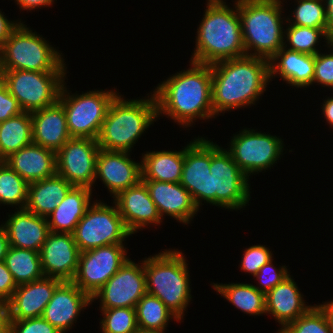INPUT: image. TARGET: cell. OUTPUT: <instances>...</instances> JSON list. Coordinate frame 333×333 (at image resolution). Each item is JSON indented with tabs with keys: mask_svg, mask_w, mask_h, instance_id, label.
Segmentation results:
<instances>
[{
	"mask_svg": "<svg viewBox=\"0 0 333 333\" xmlns=\"http://www.w3.org/2000/svg\"><path fill=\"white\" fill-rule=\"evenodd\" d=\"M5 162H6V158L2 155V151H1V148H0V164L5 163Z\"/></svg>",
	"mask_w": 333,
	"mask_h": 333,
	"instance_id": "9f6ffc18",
	"label": "cell"
},
{
	"mask_svg": "<svg viewBox=\"0 0 333 333\" xmlns=\"http://www.w3.org/2000/svg\"><path fill=\"white\" fill-rule=\"evenodd\" d=\"M32 142L31 112H22L0 123V148L5 158Z\"/></svg>",
	"mask_w": 333,
	"mask_h": 333,
	"instance_id": "1f68e13d",
	"label": "cell"
},
{
	"mask_svg": "<svg viewBox=\"0 0 333 333\" xmlns=\"http://www.w3.org/2000/svg\"><path fill=\"white\" fill-rule=\"evenodd\" d=\"M65 87L63 84L58 101L64 107L70 136L96 140L109 105L118 93L97 90L70 95Z\"/></svg>",
	"mask_w": 333,
	"mask_h": 333,
	"instance_id": "ba28073f",
	"label": "cell"
},
{
	"mask_svg": "<svg viewBox=\"0 0 333 333\" xmlns=\"http://www.w3.org/2000/svg\"><path fill=\"white\" fill-rule=\"evenodd\" d=\"M8 248L9 241L6 230L3 225H0V261L5 259Z\"/></svg>",
	"mask_w": 333,
	"mask_h": 333,
	"instance_id": "f907efd6",
	"label": "cell"
},
{
	"mask_svg": "<svg viewBox=\"0 0 333 333\" xmlns=\"http://www.w3.org/2000/svg\"><path fill=\"white\" fill-rule=\"evenodd\" d=\"M61 282L62 280L58 278L44 276L39 280L18 285L9 300L10 319L41 317L56 287Z\"/></svg>",
	"mask_w": 333,
	"mask_h": 333,
	"instance_id": "44dd1931",
	"label": "cell"
},
{
	"mask_svg": "<svg viewBox=\"0 0 333 333\" xmlns=\"http://www.w3.org/2000/svg\"><path fill=\"white\" fill-rule=\"evenodd\" d=\"M44 276L72 281L78 269L80 250L72 233L50 232L39 251Z\"/></svg>",
	"mask_w": 333,
	"mask_h": 333,
	"instance_id": "e0dca14e",
	"label": "cell"
},
{
	"mask_svg": "<svg viewBox=\"0 0 333 333\" xmlns=\"http://www.w3.org/2000/svg\"><path fill=\"white\" fill-rule=\"evenodd\" d=\"M134 333H164V330L143 329L138 327Z\"/></svg>",
	"mask_w": 333,
	"mask_h": 333,
	"instance_id": "db71d44e",
	"label": "cell"
},
{
	"mask_svg": "<svg viewBox=\"0 0 333 333\" xmlns=\"http://www.w3.org/2000/svg\"><path fill=\"white\" fill-rule=\"evenodd\" d=\"M9 21L4 14L0 11V47L9 38L13 29L19 24V22Z\"/></svg>",
	"mask_w": 333,
	"mask_h": 333,
	"instance_id": "7dc6e473",
	"label": "cell"
},
{
	"mask_svg": "<svg viewBox=\"0 0 333 333\" xmlns=\"http://www.w3.org/2000/svg\"><path fill=\"white\" fill-rule=\"evenodd\" d=\"M99 150L97 140L71 137L56 152V174L64 177L73 186L92 189L96 181Z\"/></svg>",
	"mask_w": 333,
	"mask_h": 333,
	"instance_id": "5bb4252c",
	"label": "cell"
},
{
	"mask_svg": "<svg viewBox=\"0 0 333 333\" xmlns=\"http://www.w3.org/2000/svg\"><path fill=\"white\" fill-rule=\"evenodd\" d=\"M192 67L171 76L155 89L158 117L168 115L189 127L193 120L215 117L212 107L211 65L191 62Z\"/></svg>",
	"mask_w": 333,
	"mask_h": 333,
	"instance_id": "6da1fadb",
	"label": "cell"
},
{
	"mask_svg": "<svg viewBox=\"0 0 333 333\" xmlns=\"http://www.w3.org/2000/svg\"><path fill=\"white\" fill-rule=\"evenodd\" d=\"M4 262L17 286L44 277L39 252L9 246Z\"/></svg>",
	"mask_w": 333,
	"mask_h": 333,
	"instance_id": "d6a6232c",
	"label": "cell"
},
{
	"mask_svg": "<svg viewBox=\"0 0 333 333\" xmlns=\"http://www.w3.org/2000/svg\"><path fill=\"white\" fill-rule=\"evenodd\" d=\"M135 309L137 325L143 329L165 330L170 318L179 321L159 298L148 293L138 301Z\"/></svg>",
	"mask_w": 333,
	"mask_h": 333,
	"instance_id": "836d02e7",
	"label": "cell"
},
{
	"mask_svg": "<svg viewBox=\"0 0 333 333\" xmlns=\"http://www.w3.org/2000/svg\"><path fill=\"white\" fill-rule=\"evenodd\" d=\"M114 205L108 206L96 200L88 207L72 233L80 252L101 246L123 244L125 238L132 235L115 203Z\"/></svg>",
	"mask_w": 333,
	"mask_h": 333,
	"instance_id": "30bf717a",
	"label": "cell"
},
{
	"mask_svg": "<svg viewBox=\"0 0 333 333\" xmlns=\"http://www.w3.org/2000/svg\"><path fill=\"white\" fill-rule=\"evenodd\" d=\"M158 118L154 93L149 99L124 100L117 94L102 123L97 143L100 149L130 152L142 133Z\"/></svg>",
	"mask_w": 333,
	"mask_h": 333,
	"instance_id": "277c9868",
	"label": "cell"
},
{
	"mask_svg": "<svg viewBox=\"0 0 333 333\" xmlns=\"http://www.w3.org/2000/svg\"><path fill=\"white\" fill-rule=\"evenodd\" d=\"M182 252L165 250L145 258L147 293L159 298L179 320L191 299L188 265Z\"/></svg>",
	"mask_w": 333,
	"mask_h": 333,
	"instance_id": "8992f818",
	"label": "cell"
},
{
	"mask_svg": "<svg viewBox=\"0 0 333 333\" xmlns=\"http://www.w3.org/2000/svg\"><path fill=\"white\" fill-rule=\"evenodd\" d=\"M6 163L28 184L56 174V152L33 142L12 153Z\"/></svg>",
	"mask_w": 333,
	"mask_h": 333,
	"instance_id": "d4e9b609",
	"label": "cell"
},
{
	"mask_svg": "<svg viewBox=\"0 0 333 333\" xmlns=\"http://www.w3.org/2000/svg\"><path fill=\"white\" fill-rule=\"evenodd\" d=\"M142 156L141 180L180 183L184 149L181 151H152Z\"/></svg>",
	"mask_w": 333,
	"mask_h": 333,
	"instance_id": "f546056e",
	"label": "cell"
},
{
	"mask_svg": "<svg viewBox=\"0 0 333 333\" xmlns=\"http://www.w3.org/2000/svg\"><path fill=\"white\" fill-rule=\"evenodd\" d=\"M322 111L327 122L333 127V97H328V99L324 101Z\"/></svg>",
	"mask_w": 333,
	"mask_h": 333,
	"instance_id": "816d5d0a",
	"label": "cell"
},
{
	"mask_svg": "<svg viewBox=\"0 0 333 333\" xmlns=\"http://www.w3.org/2000/svg\"><path fill=\"white\" fill-rule=\"evenodd\" d=\"M272 261L273 259L269 260L254 276L260 283V287H255L265 295L290 275L285 266L279 267L278 269L273 267Z\"/></svg>",
	"mask_w": 333,
	"mask_h": 333,
	"instance_id": "60d3db41",
	"label": "cell"
},
{
	"mask_svg": "<svg viewBox=\"0 0 333 333\" xmlns=\"http://www.w3.org/2000/svg\"><path fill=\"white\" fill-rule=\"evenodd\" d=\"M102 333H134L138 328L135 308L101 309Z\"/></svg>",
	"mask_w": 333,
	"mask_h": 333,
	"instance_id": "f35d334b",
	"label": "cell"
},
{
	"mask_svg": "<svg viewBox=\"0 0 333 333\" xmlns=\"http://www.w3.org/2000/svg\"><path fill=\"white\" fill-rule=\"evenodd\" d=\"M72 187V184L58 174L32 182L28 185L25 209L38 216L47 217L62 202Z\"/></svg>",
	"mask_w": 333,
	"mask_h": 333,
	"instance_id": "f1b7e54d",
	"label": "cell"
},
{
	"mask_svg": "<svg viewBox=\"0 0 333 333\" xmlns=\"http://www.w3.org/2000/svg\"><path fill=\"white\" fill-rule=\"evenodd\" d=\"M287 27L284 31L287 36H285L287 43L289 41V48L291 51H296L303 54L316 55L319 53L318 49L315 48L316 44L319 42V37L323 36L327 40V45H330L332 40L330 39L328 33L324 29L310 28L307 26H296L291 25Z\"/></svg>",
	"mask_w": 333,
	"mask_h": 333,
	"instance_id": "d590c367",
	"label": "cell"
},
{
	"mask_svg": "<svg viewBox=\"0 0 333 333\" xmlns=\"http://www.w3.org/2000/svg\"><path fill=\"white\" fill-rule=\"evenodd\" d=\"M4 86V70L0 67V88Z\"/></svg>",
	"mask_w": 333,
	"mask_h": 333,
	"instance_id": "11a10c76",
	"label": "cell"
},
{
	"mask_svg": "<svg viewBox=\"0 0 333 333\" xmlns=\"http://www.w3.org/2000/svg\"><path fill=\"white\" fill-rule=\"evenodd\" d=\"M17 5H19L23 10H34L38 7L50 6L54 0H16Z\"/></svg>",
	"mask_w": 333,
	"mask_h": 333,
	"instance_id": "c3c4849f",
	"label": "cell"
},
{
	"mask_svg": "<svg viewBox=\"0 0 333 333\" xmlns=\"http://www.w3.org/2000/svg\"><path fill=\"white\" fill-rule=\"evenodd\" d=\"M297 7L291 19L286 21L291 25L307 26L310 28L324 29L327 32V12L322 4L323 0H296Z\"/></svg>",
	"mask_w": 333,
	"mask_h": 333,
	"instance_id": "8d00e7d4",
	"label": "cell"
},
{
	"mask_svg": "<svg viewBox=\"0 0 333 333\" xmlns=\"http://www.w3.org/2000/svg\"><path fill=\"white\" fill-rule=\"evenodd\" d=\"M92 303V298L72 281H62L45 307L42 318L61 333L72 328L79 313Z\"/></svg>",
	"mask_w": 333,
	"mask_h": 333,
	"instance_id": "d6986e66",
	"label": "cell"
},
{
	"mask_svg": "<svg viewBox=\"0 0 333 333\" xmlns=\"http://www.w3.org/2000/svg\"><path fill=\"white\" fill-rule=\"evenodd\" d=\"M329 46L333 49V42ZM313 83L333 88V52L330 54L317 53L315 55Z\"/></svg>",
	"mask_w": 333,
	"mask_h": 333,
	"instance_id": "b9f144b4",
	"label": "cell"
},
{
	"mask_svg": "<svg viewBox=\"0 0 333 333\" xmlns=\"http://www.w3.org/2000/svg\"><path fill=\"white\" fill-rule=\"evenodd\" d=\"M32 140L57 152L70 138L63 105L55 104L31 112Z\"/></svg>",
	"mask_w": 333,
	"mask_h": 333,
	"instance_id": "cb8c5ba5",
	"label": "cell"
},
{
	"mask_svg": "<svg viewBox=\"0 0 333 333\" xmlns=\"http://www.w3.org/2000/svg\"><path fill=\"white\" fill-rule=\"evenodd\" d=\"M123 244H112L80 252L72 282L92 297L129 259Z\"/></svg>",
	"mask_w": 333,
	"mask_h": 333,
	"instance_id": "4fadbf2b",
	"label": "cell"
},
{
	"mask_svg": "<svg viewBox=\"0 0 333 333\" xmlns=\"http://www.w3.org/2000/svg\"><path fill=\"white\" fill-rule=\"evenodd\" d=\"M151 199L163 218L164 214L188 224L199 210L190 193L180 184L164 181L142 180Z\"/></svg>",
	"mask_w": 333,
	"mask_h": 333,
	"instance_id": "7402d4cb",
	"label": "cell"
},
{
	"mask_svg": "<svg viewBox=\"0 0 333 333\" xmlns=\"http://www.w3.org/2000/svg\"><path fill=\"white\" fill-rule=\"evenodd\" d=\"M24 112L17 99L4 85L0 88V123Z\"/></svg>",
	"mask_w": 333,
	"mask_h": 333,
	"instance_id": "ee69618b",
	"label": "cell"
},
{
	"mask_svg": "<svg viewBox=\"0 0 333 333\" xmlns=\"http://www.w3.org/2000/svg\"><path fill=\"white\" fill-rule=\"evenodd\" d=\"M265 303L266 313L272 314L281 324V330L313 307L305 304L290 275L265 295Z\"/></svg>",
	"mask_w": 333,
	"mask_h": 333,
	"instance_id": "484cf974",
	"label": "cell"
},
{
	"mask_svg": "<svg viewBox=\"0 0 333 333\" xmlns=\"http://www.w3.org/2000/svg\"><path fill=\"white\" fill-rule=\"evenodd\" d=\"M211 142L197 138L184 148L180 184L190 193L196 207L201 201L212 204Z\"/></svg>",
	"mask_w": 333,
	"mask_h": 333,
	"instance_id": "2e32d148",
	"label": "cell"
},
{
	"mask_svg": "<svg viewBox=\"0 0 333 333\" xmlns=\"http://www.w3.org/2000/svg\"><path fill=\"white\" fill-rule=\"evenodd\" d=\"M9 333H61L42 317L11 320Z\"/></svg>",
	"mask_w": 333,
	"mask_h": 333,
	"instance_id": "7bdbcfd3",
	"label": "cell"
},
{
	"mask_svg": "<svg viewBox=\"0 0 333 333\" xmlns=\"http://www.w3.org/2000/svg\"><path fill=\"white\" fill-rule=\"evenodd\" d=\"M319 306L326 313L330 326H331V329L333 331V300L331 302H327V303L321 304Z\"/></svg>",
	"mask_w": 333,
	"mask_h": 333,
	"instance_id": "f5cc1de1",
	"label": "cell"
},
{
	"mask_svg": "<svg viewBox=\"0 0 333 333\" xmlns=\"http://www.w3.org/2000/svg\"><path fill=\"white\" fill-rule=\"evenodd\" d=\"M234 5L235 10L230 9L223 0H208L197 29L196 48L191 62L212 65L246 55L238 0Z\"/></svg>",
	"mask_w": 333,
	"mask_h": 333,
	"instance_id": "3957f363",
	"label": "cell"
},
{
	"mask_svg": "<svg viewBox=\"0 0 333 333\" xmlns=\"http://www.w3.org/2000/svg\"><path fill=\"white\" fill-rule=\"evenodd\" d=\"M212 205L241 209L250 200L248 177L231 154L211 142Z\"/></svg>",
	"mask_w": 333,
	"mask_h": 333,
	"instance_id": "8fae6325",
	"label": "cell"
},
{
	"mask_svg": "<svg viewBox=\"0 0 333 333\" xmlns=\"http://www.w3.org/2000/svg\"><path fill=\"white\" fill-rule=\"evenodd\" d=\"M327 12V33L333 41V0H325Z\"/></svg>",
	"mask_w": 333,
	"mask_h": 333,
	"instance_id": "681fc988",
	"label": "cell"
},
{
	"mask_svg": "<svg viewBox=\"0 0 333 333\" xmlns=\"http://www.w3.org/2000/svg\"><path fill=\"white\" fill-rule=\"evenodd\" d=\"M286 47L287 44H284L269 60L270 80L279 74L291 86L307 88L312 85L314 77L315 55L291 51Z\"/></svg>",
	"mask_w": 333,
	"mask_h": 333,
	"instance_id": "4316f807",
	"label": "cell"
},
{
	"mask_svg": "<svg viewBox=\"0 0 333 333\" xmlns=\"http://www.w3.org/2000/svg\"><path fill=\"white\" fill-rule=\"evenodd\" d=\"M278 333H333V331L326 313L319 305H315Z\"/></svg>",
	"mask_w": 333,
	"mask_h": 333,
	"instance_id": "74e56055",
	"label": "cell"
},
{
	"mask_svg": "<svg viewBox=\"0 0 333 333\" xmlns=\"http://www.w3.org/2000/svg\"><path fill=\"white\" fill-rule=\"evenodd\" d=\"M230 150L233 160L249 178L252 173L270 168L283 152V141L270 134L243 129L232 137Z\"/></svg>",
	"mask_w": 333,
	"mask_h": 333,
	"instance_id": "7c38bea8",
	"label": "cell"
},
{
	"mask_svg": "<svg viewBox=\"0 0 333 333\" xmlns=\"http://www.w3.org/2000/svg\"><path fill=\"white\" fill-rule=\"evenodd\" d=\"M66 71L4 70V85L24 112L55 104L64 84Z\"/></svg>",
	"mask_w": 333,
	"mask_h": 333,
	"instance_id": "9c48e42d",
	"label": "cell"
},
{
	"mask_svg": "<svg viewBox=\"0 0 333 333\" xmlns=\"http://www.w3.org/2000/svg\"><path fill=\"white\" fill-rule=\"evenodd\" d=\"M65 65L61 54L21 21L0 47L3 70L66 71Z\"/></svg>",
	"mask_w": 333,
	"mask_h": 333,
	"instance_id": "52a82bcc",
	"label": "cell"
},
{
	"mask_svg": "<svg viewBox=\"0 0 333 333\" xmlns=\"http://www.w3.org/2000/svg\"><path fill=\"white\" fill-rule=\"evenodd\" d=\"M212 107L217 115L255 104L270 82L269 60L245 55L211 65Z\"/></svg>",
	"mask_w": 333,
	"mask_h": 333,
	"instance_id": "7a4b0ae2",
	"label": "cell"
},
{
	"mask_svg": "<svg viewBox=\"0 0 333 333\" xmlns=\"http://www.w3.org/2000/svg\"><path fill=\"white\" fill-rule=\"evenodd\" d=\"M17 288V284L4 260L0 261V299L9 301Z\"/></svg>",
	"mask_w": 333,
	"mask_h": 333,
	"instance_id": "f6af8a7d",
	"label": "cell"
},
{
	"mask_svg": "<svg viewBox=\"0 0 333 333\" xmlns=\"http://www.w3.org/2000/svg\"><path fill=\"white\" fill-rule=\"evenodd\" d=\"M3 225L9 246L39 252L50 233L46 217L38 216L27 209H20Z\"/></svg>",
	"mask_w": 333,
	"mask_h": 333,
	"instance_id": "603a6c76",
	"label": "cell"
},
{
	"mask_svg": "<svg viewBox=\"0 0 333 333\" xmlns=\"http://www.w3.org/2000/svg\"><path fill=\"white\" fill-rule=\"evenodd\" d=\"M114 198L113 203L116 204L118 212L131 234L149 224H160L163 220L142 180L136 185L122 190Z\"/></svg>",
	"mask_w": 333,
	"mask_h": 333,
	"instance_id": "ac0fdd59",
	"label": "cell"
},
{
	"mask_svg": "<svg viewBox=\"0 0 333 333\" xmlns=\"http://www.w3.org/2000/svg\"><path fill=\"white\" fill-rule=\"evenodd\" d=\"M270 249L263 245H254L244 251L240 269L255 276L259 269L271 260Z\"/></svg>",
	"mask_w": 333,
	"mask_h": 333,
	"instance_id": "ab89813d",
	"label": "cell"
},
{
	"mask_svg": "<svg viewBox=\"0 0 333 333\" xmlns=\"http://www.w3.org/2000/svg\"><path fill=\"white\" fill-rule=\"evenodd\" d=\"M281 4L280 0H238L246 55L270 60L284 46Z\"/></svg>",
	"mask_w": 333,
	"mask_h": 333,
	"instance_id": "5b68a950",
	"label": "cell"
},
{
	"mask_svg": "<svg viewBox=\"0 0 333 333\" xmlns=\"http://www.w3.org/2000/svg\"><path fill=\"white\" fill-rule=\"evenodd\" d=\"M212 287L240 311L250 315L266 314L265 294L260 292L255 285L213 283Z\"/></svg>",
	"mask_w": 333,
	"mask_h": 333,
	"instance_id": "4dcf8cb0",
	"label": "cell"
},
{
	"mask_svg": "<svg viewBox=\"0 0 333 333\" xmlns=\"http://www.w3.org/2000/svg\"><path fill=\"white\" fill-rule=\"evenodd\" d=\"M28 185L6 162L0 164V204L12 206L19 204V209H24Z\"/></svg>",
	"mask_w": 333,
	"mask_h": 333,
	"instance_id": "e575fe53",
	"label": "cell"
},
{
	"mask_svg": "<svg viewBox=\"0 0 333 333\" xmlns=\"http://www.w3.org/2000/svg\"><path fill=\"white\" fill-rule=\"evenodd\" d=\"M10 322L9 301L0 299V333H9Z\"/></svg>",
	"mask_w": 333,
	"mask_h": 333,
	"instance_id": "bcb514c9",
	"label": "cell"
},
{
	"mask_svg": "<svg viewBox=\"0 0 333 333\" xmlns=\"http://www.w3.org/2000/svg\"><path fill=\"white\" fill-rule=\"evenodd\" d=\"M129 155V152L104 149L98 152L95 179H101L113 198L141 180V163L134 162Z\"/></svg>",
	"mask_w": 333,
	"mask_h": 333,
	"instance_id": "ffe728a7",
	"label": "cell"
},
{
	"mask_svg": "<svg viewBox=\"0 0 333 333\" xmlns=\"http://www.w3.org/2000/svg\"><path fill=\"white\" fill-rule=\"evenodd\" d=\"M146 293L144 260L139 265L127 259L91 298L92 302L100 298V309L135 308Z\"/></svg>",
	"mask_w": 333,
	"mask_h": 333,
	"instance_id": "9a60e30c",
	"label": "cell"
},
{
	"mask_svg": "<svg viewBox=\"0 0 333 333\" xmlns=\"http://www.w3.org/2000/svg\"><path fill=\"white\" fill-rule=\"evenodd\" d=\"M92 189L73 186L62 202L46 218L50 232L73 233L91 205Z\"/></svg>",
	"mask_w": 333,
	"mask_h": 333,
	"instance_id": "83f0119b",
	"label": "cell"
}]
</instances>
